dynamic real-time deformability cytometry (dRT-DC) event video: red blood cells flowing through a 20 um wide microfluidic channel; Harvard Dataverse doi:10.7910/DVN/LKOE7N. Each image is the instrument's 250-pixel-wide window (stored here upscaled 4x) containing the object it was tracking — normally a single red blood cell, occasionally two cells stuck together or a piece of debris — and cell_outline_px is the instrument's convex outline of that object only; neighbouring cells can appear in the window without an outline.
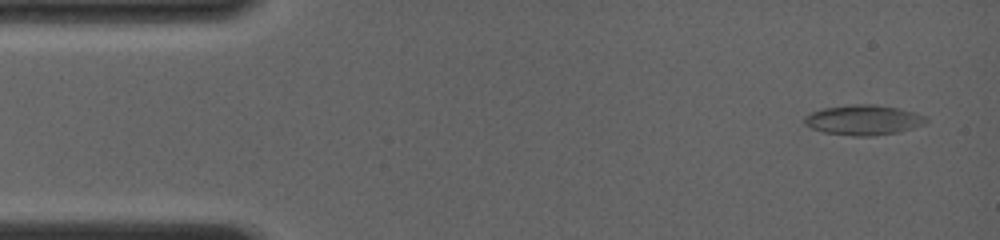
{"species": "common noctule bat (a hibernating species)", "species_latin": "Nyctalus noctula", "temperature_condition": "room temperature", "stored_images_in_passage": 4, "camera_frame_rate_fps": 4000, "um_per_image_px": 0.085, "animal": {"sex": "female", "body_mass_g": 19.0, "forearm_length_mm": 56.7}, "frame": {"image": 1, "passage_image": 1, "time_ms": 0.0, "image_size_px": [1000, 240], "cell_outline_px": [[928, 120], [924, 124], [900, 132], [872, 136], [852, 136], [824, 132], [812, 128], [804, 124], [804, 116], [812, 112], [824, 108], [860, 104], [868, 104], [896, 108], [912, 112], [924, 116]], "centroid_in_image_um": [73.37, 10.22], "position_along_channel_um": 11.6, "area_um2": 20.98}}
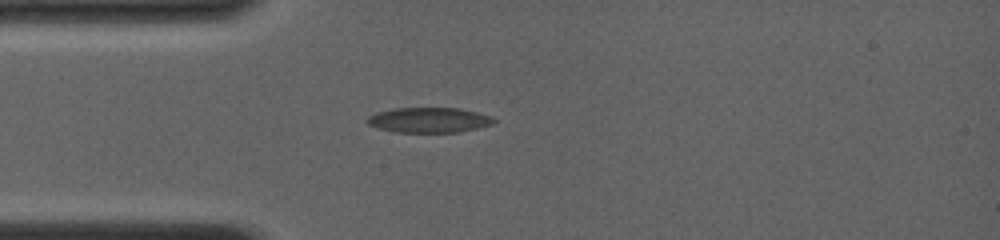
{"frame": {"image": 2, "passage_image": 4, "time_ms": 3.25, "image_size_px": [1000, 240], "cell_outline_px": [[496, 120], [492, 124], [476, 128], [456, 132], [392, 132], [376, 128], [368, 124], [364, 120], [368, 116], [376, 112], [396, 108], [460, 108], [492, 116]], "centroid_in_image_um": [36.41, 10.2], "position_along_channel_um": 48.6, "area_um2": 18.61}}